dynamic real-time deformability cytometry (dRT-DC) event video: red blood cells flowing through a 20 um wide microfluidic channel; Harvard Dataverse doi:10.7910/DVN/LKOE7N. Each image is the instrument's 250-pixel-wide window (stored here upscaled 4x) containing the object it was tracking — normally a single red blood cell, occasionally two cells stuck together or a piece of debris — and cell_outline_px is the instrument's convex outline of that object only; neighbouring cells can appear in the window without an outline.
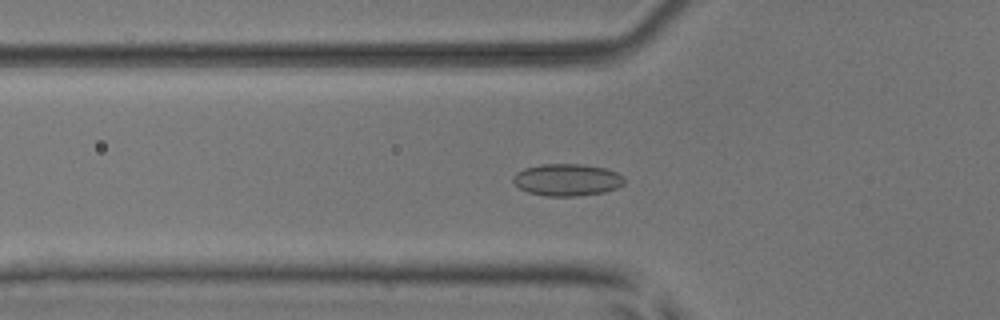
{"species": "common noctule bat (a hibernating species)", "species_latin": "Nyctalus noctula", "temperature_condition": "room temperature", "stored_images_in_passage": 45, "camera_frame_rate_fps": 3000, "um_per_image_px": 0.085, "animal": {"sex": "male", "body_mass_g": 17.9, "forearm_length_mm": 54.2}, "frame": {"image": 1, "passage_image": 11, "time_ms": 3.333, "image_size_px": [1000, 320], "cell_outline_px": [[624, 184], [616, 188], [604, 192], [580, 196], [544, 196], [528, 192], [520, 188], [512, 180], [512, 176], [516, 172], [524, 168], [544, 164], [584, 164], [604, 168], [616, 172], [624, 176]], "centroid_in_image_um": [48.2, 15.29], "position_along_channel_um": 77.6, "area_um2": 20.87}}
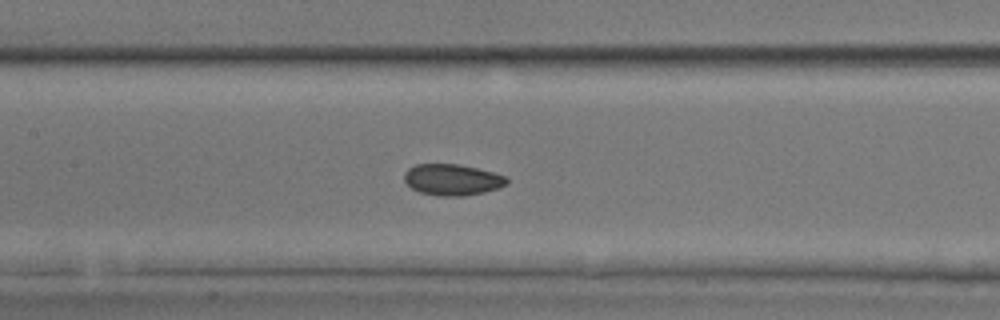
{"frame": {"image": 2, "passage_image": 18, "time_ms": 5.667, "image_size_px": [1000, 320], "cell_outline_px": [[508, 184], [484, 192], [464, 196], [440, 196], [420, 192], [412, 188], [404, 180], [404, 172], [408, 168], [416, 164], [460, 164], [508, 176]], "centroid_in_image_um": [38.44, 15.27], "position_along_channel_um": 169.0, "area_um2": 18.67}}
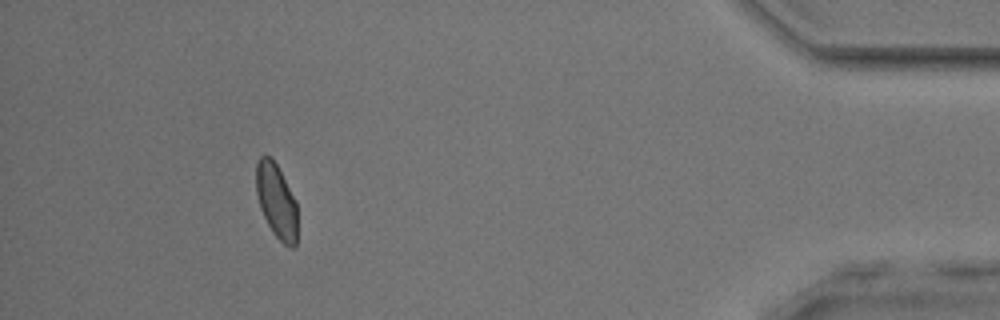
{"frame": {"image": 3, "passage_image": 41, "time_ms": 13.333, "image_size_px": [1000, 320], "cell_outline_px": [[296, 248], [288, 248], [272, 232], [260, 208], [256, 192], [256, 164], [260, 156], [268, 156], [276, 164], [296, 200]], "centroid_in_image_um": [23.49, 17.11], "position_along_channel_um": 411.7, "area_um2": 17.74}, "authors_computed_cell_mechanics": {"area_um2": 18.7272, "velocity_mm_per_s": 3.9102, "shape_relaxation_time_tau1_ms": null, "shape_relaxation_time_tau2_ms": 1.1072, "deformation_change_tau1": null, "deformation_change_tau2": 0.0507}}